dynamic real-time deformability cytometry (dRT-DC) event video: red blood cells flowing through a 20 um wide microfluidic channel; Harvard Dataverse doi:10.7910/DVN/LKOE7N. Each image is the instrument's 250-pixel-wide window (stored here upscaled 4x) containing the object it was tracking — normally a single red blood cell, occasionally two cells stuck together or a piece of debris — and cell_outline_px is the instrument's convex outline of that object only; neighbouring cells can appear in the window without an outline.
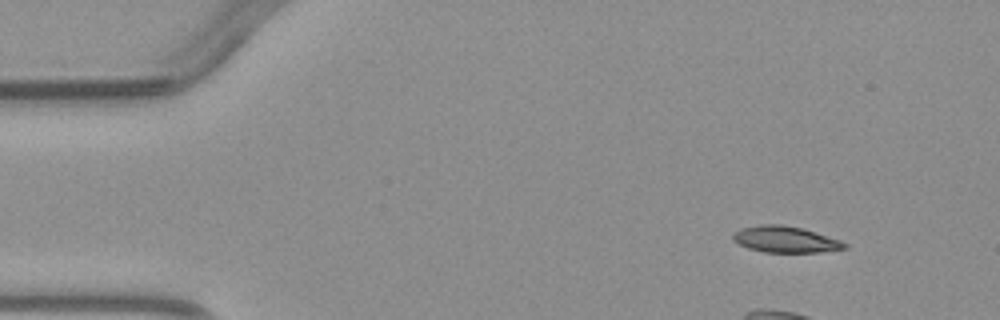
{"species": "common noctule bat (a hibernating species)", "species_latin": "Nyctalus noctula", "temperature_condition": "warm", "stored_images_in_passage": 2, "segment_of_instrument_passage": [2, 2], "camera_frame_rate_fps": 3000, "um_per_image_px": 0.085, "animal": {"sex": "male", "body_mass_g": 23.1, "forearm_length_mm": 52.7}, "frame": {"image": 1, "passage_image": 2, "time_ms": 2.0, "image_size_px": [1000, 320], "cell_outline_px": [[848, 248], [820, 252], [764, 252], [748, 248], [732, 240], [732, 236], [740, 228], [760, 224], [780, 224], [800, 228], [840, 240], [848, 244]], "centroid_in_image_um": [66.74, 20.35], "position_along_channel_um": 18.3, "area_um2": 16.94}}